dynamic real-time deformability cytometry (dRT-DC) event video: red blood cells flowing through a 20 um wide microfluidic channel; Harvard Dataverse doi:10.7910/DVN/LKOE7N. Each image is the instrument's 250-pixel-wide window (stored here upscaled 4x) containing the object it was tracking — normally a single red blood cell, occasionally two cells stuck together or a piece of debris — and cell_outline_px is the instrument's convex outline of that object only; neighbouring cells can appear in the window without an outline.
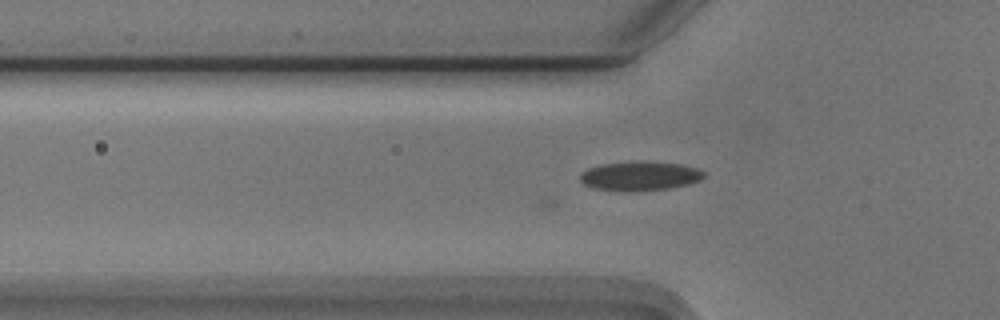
{"species": "Egyptian fruit bat (a non-hibernating species)", "species_latin": "Rousettus aegyptiacus", "temperature_condition": "cold", "stored_images_in_passage": 45, "camera_frame_rate_fps": 3000, "um_per_image_px": 0.085, "animal": {"sex": "male"}, "frame": {"image": 1, "passage_image": 6, "time_ms": 1.667, "image_size_px": [1000, 320], "cell_outline_px": [[704, 176], [700, 180], [688, 184], [668, 188], [628, 192], [620, 192], [592, 188], [584, 184], [580, 180], [580, 172], [588, 168], [600, 164], [640, 160], [648, 160], [680, 164], [696, 168], [704, 172]], "centroid_in_image_um": [54.33, 14.95], "position_along_channel_um": 71.5, "area_um2": 21.5}}
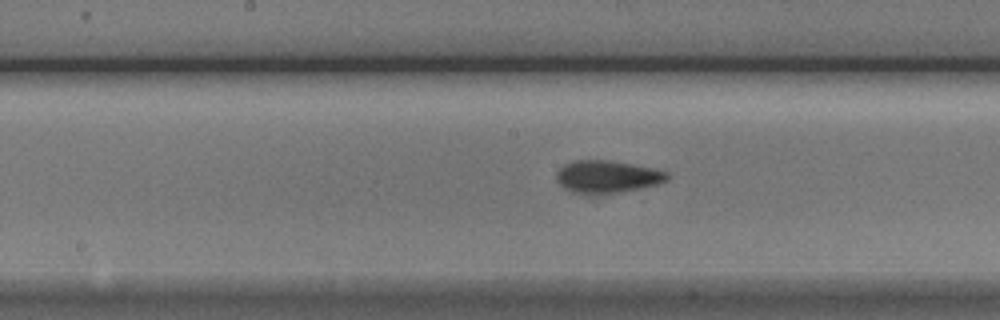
{"frame": {"image": 2, "passage_image": 16, "time_ms": 5.0, "image_size_px": [1000, 320], "cell_outline_px": [[668, 180], [656, 184], [600, 196], [588, 196], [572, 192], [564, 188], [556, 180], [556, 172], [564, 164], [572, 160], [608, 160], [632, 164], [652, 168], [668, 172]], "centroid_in_image_um": [51.54, 15.04], "position_along_channel_um": 196.7, "area_um2": 21.27}}
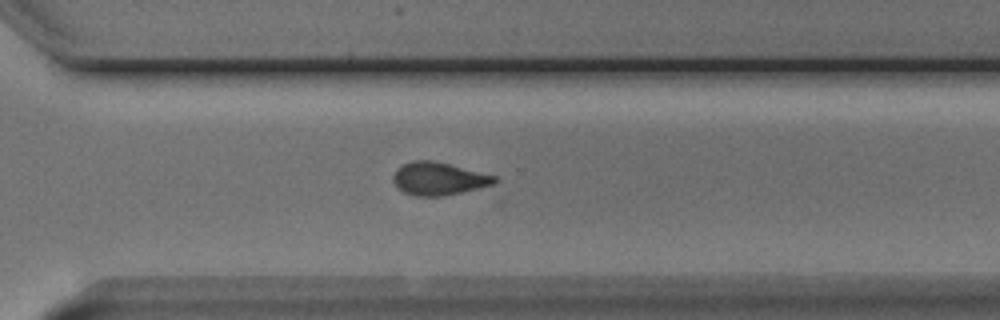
{"frame": {"image": 3, "passage_image": 27, "time_ms": 8.667, "image_size_px": [1000, 320], "cell_outline_px": [[500, 180], [496, 184], [460, 192], [440, 196], [416, 196], [404, 192], [392, 180], [392, 176], [396, 168], [412, 160], [432, 160], [496, 176]], "centroid_in_image_um": [37.29, 15.18], "position_along_channel_um": 333.3, "area_um2": 19.25}}